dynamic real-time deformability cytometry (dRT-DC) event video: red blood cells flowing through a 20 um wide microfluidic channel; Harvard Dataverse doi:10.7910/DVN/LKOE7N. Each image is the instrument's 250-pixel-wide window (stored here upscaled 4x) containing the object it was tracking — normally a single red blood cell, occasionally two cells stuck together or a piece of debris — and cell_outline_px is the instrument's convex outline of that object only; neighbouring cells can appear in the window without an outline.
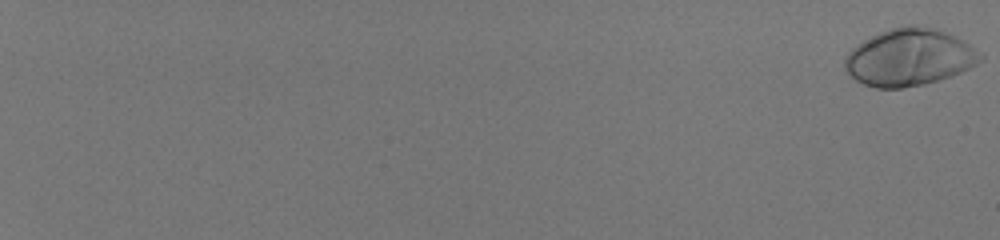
{"species": "human", "species_latin": "Homo sapiens", "temperature_condition": "room temperature", "stored_images_in_passage": 47, "camera_frame_rate_fps": 3000, "um_per_image_px": 0.085, "donor": {"sex": "male"}, "frame": {"image": 1, "passage_image": 1, "time_ms": 0.0, "image_size_px": [1000, 240], "cell_outline_px": [[984, 60], [952, 76], [924, 84], [900, 88], [876, 88], [864, 84], [856, 80], [844, 68], [844, 60], [848, 52], [856, 44], [880, 32], [892, 28], [908, 24], [916, 24], [936, 28], [968, 44], [984, 56]], "centroid_in_image_um": [77.27, 4.87], "position_along_channel_um": 7.7, "area_um2": 44.85}}
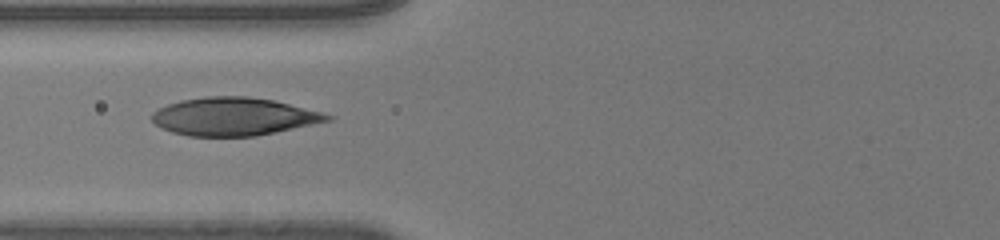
{"frame": {"image": 2, "passage_image": 31, "time_ms": 10.0, "image_size_px": [1000, 240], "cell_outline_px": [[336, 116], [332, 120], [276, 132], [256, 136], [188, 136], [172, 132], [156, 124], [152, 120], [152, 112], [168, 104], [180, 100], [208, 96], [248, 96], [272, 100]], "centroid_in_image_um": [19.87, 9.91], "position_along_channel_um": 105.9, "area_um2": 38.55}}
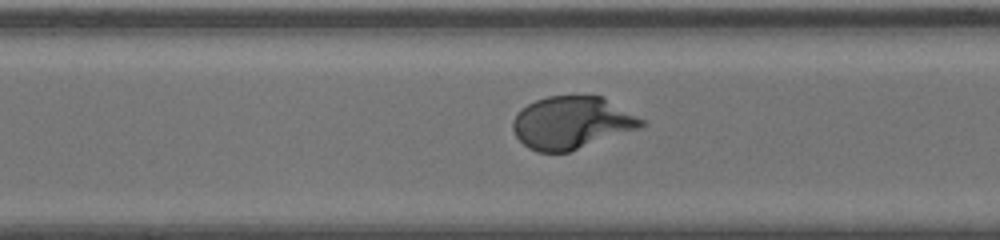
{"frame": {"image": 3, "passage_image": 47, "time_ms": 15.333, "image_size_px": [1000, 240], "cell_outline_px": [[644, 124], [640, 128], [568, 152], [536, 152], [528, 148], [516, 136], [512, 128], [512, 120], [528, 104], [536, 100], [548, 96], [600, 96], [644, 120]], "centroid_in_image_um": [48.57, 10.44], "position_along_channel_um": 322.0, "area_um2": 38.67}}